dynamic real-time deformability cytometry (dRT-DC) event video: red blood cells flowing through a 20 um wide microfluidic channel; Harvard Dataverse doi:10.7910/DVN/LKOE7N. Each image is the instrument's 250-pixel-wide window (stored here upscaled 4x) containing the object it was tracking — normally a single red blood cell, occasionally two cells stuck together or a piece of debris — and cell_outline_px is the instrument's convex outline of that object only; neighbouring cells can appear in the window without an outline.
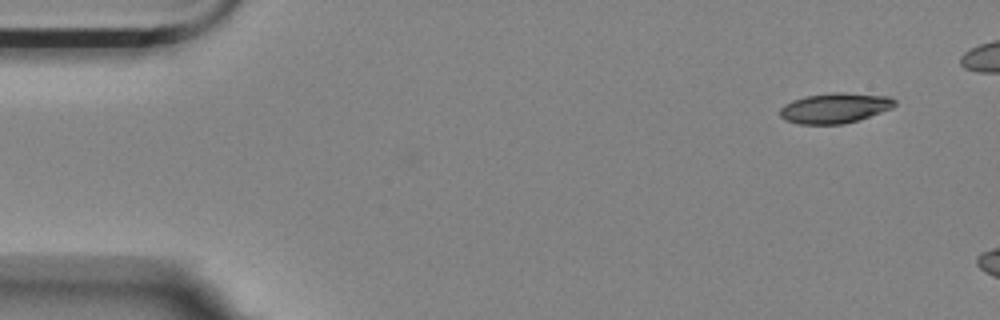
{"species": "Egyptian fruit bat (a non-hibernating species)", "species_latin": "Rousettus aegyptiacus", "temperature_condition": "room temperature", "stored_images_in_passage": 4, "camera_frame_rate_fps": 3000, "um_per_image_px": 0.085, "animal": {"sex": "female"}, "frame": {"image": 1, "passage_image": 1, "time_ms": 0.0, "image_size_px": [1000, 320], "cell_outline_px": [[896, 104], [892, 108], [860, 120], [844, 124], [800, 124], [784, 120], [780, 116], [780, 108], [784, 104], [792, 100], [808, 96], [836, 92], [840, 92], [888, 96], [896, 100]], "centroid_in_image_um": [70.97, 9.19], "position_along_channel_um": 14.0, "area_um2": 20.23}}